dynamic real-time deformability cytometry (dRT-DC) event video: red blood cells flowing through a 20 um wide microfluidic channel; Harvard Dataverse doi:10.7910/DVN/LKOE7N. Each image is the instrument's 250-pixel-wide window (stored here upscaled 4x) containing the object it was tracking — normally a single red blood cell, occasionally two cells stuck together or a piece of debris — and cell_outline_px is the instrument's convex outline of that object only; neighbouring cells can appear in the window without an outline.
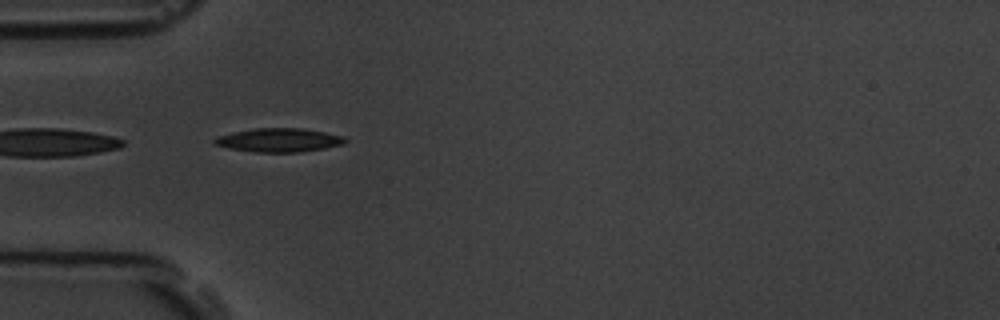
{"species": "common noctule bat (a hibernating species)", "species_latin": "Nyctalus noctula", "temperature_condition": "room temperature", "stored_images_in_passage": 5, "camera_frame_rate_fps": 3000, "um_per_image_px": 0.085, "animal": {"sex": "male", "body_mass_g": 19.5, "forearm_length_mm": 54.6}, "frame": {"image": 1, "passage_image": 1, "time_ms": 0.0, "image_size_px": [1000, 320], "cell_outline_px": [[348, 140], [344, 144], [324, 148], [300, 152], [256, 152], [228, 148], [216, 144], [212, 140], [216, 136], [232, 132], [256, 128], [304, 128], [344, 136]], "centroid_in_image_um": [23.72, 11.9], "position_along_channel_um": 61.3, "area_um2": 18.09}}
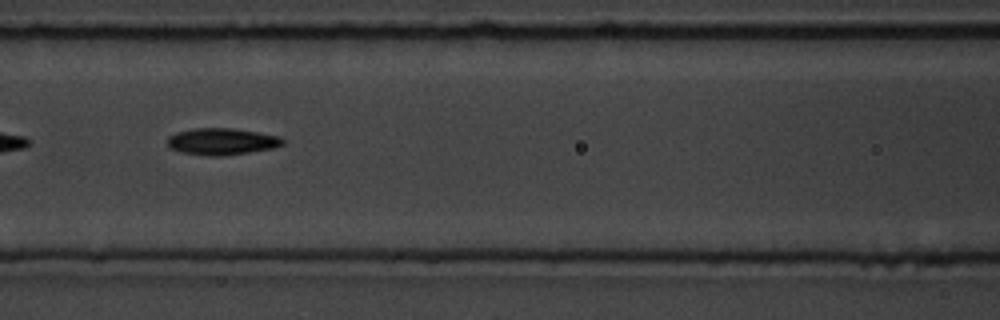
{"frame": {"image": 2, "passage_image": 3, "time_ms": 2.333, "image_size_px": [1000, 320], "cell_outline_px": [[284, 144], [272, 148], [224, 156], [208, 156], [180, 152], [168, 148], [168, 136], [176, 132], [196, 128], [232, 128], [280, 136], [284, 140]], "centroid_in_image_um": [18.82, 12.03], "position_along_channel_um": 147.8, "area_um2": 17.98}}
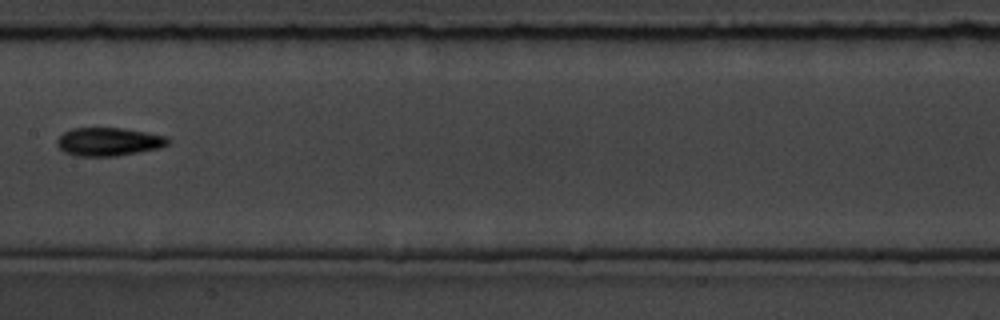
{"frame": {"image": 3, "passage_image": 4, "time_ms": 3.667, "image_size_px": [1000, 320], "cell_outline_px": [[168, 144], [160, 148], [116, 156], [76, 156], [64, 152], [56, 144], [56, 140], [64, 132], [72, 128], [120, 128], [148, 132], [164, 136], [168, 140]], "centroid_in_image_um": [9.2, 12.05], "position_along_channel_um": 198.2, "area_um2": 18.21}}